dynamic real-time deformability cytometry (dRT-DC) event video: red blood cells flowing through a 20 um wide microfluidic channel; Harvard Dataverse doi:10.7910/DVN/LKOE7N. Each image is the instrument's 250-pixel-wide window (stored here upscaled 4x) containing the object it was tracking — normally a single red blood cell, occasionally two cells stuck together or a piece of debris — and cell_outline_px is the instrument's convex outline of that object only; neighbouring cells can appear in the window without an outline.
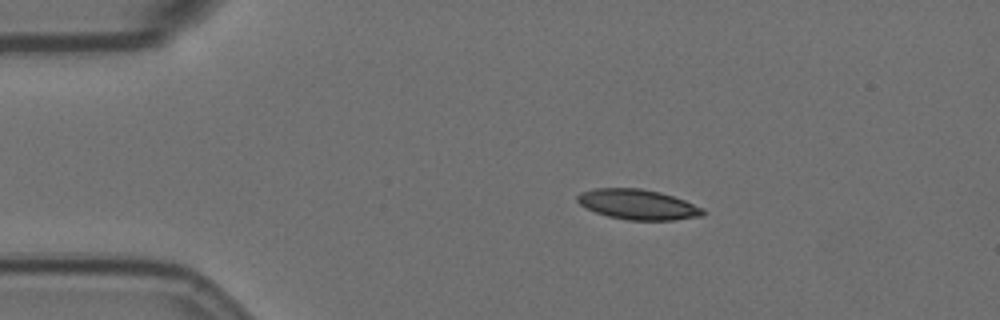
{"species": "Egyptian fruit bat (a non-hibernating species)", "species_latin": "Rousettus aegyptiacus", "temperature_condition": "room temperature", "stored_images_in_passage": 47, "camera_frame_rate_fps": 3000, "um_per_image_px": 0.085, "animal": {"sex": "female"}, "frame": {"image": 1, "passage_image": 1, "time_ms": 0.0, "image_size_px": [1000, 320], "cell_outline_px": [[704, 216], [676, 220], [628, 220], [608, 216], [596, 212], [580, 204], [576, 200], [576, 196], [580, 192], [596, 188], [640, 188], [660, 192], [684, 200], [704, 208]], "centroid_in_image_um": [54.23, 17.38], "position_along_channel_um": 30.8, "area_um2": 22.08}}
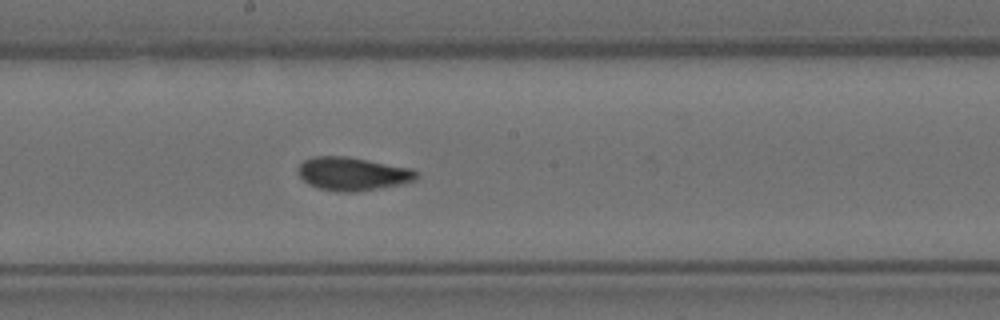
{"frame": {"image": 2, "passage_image": 21, "time_ms": 6.667, "image_size_px": [1000, 320], "cell_outline_px": [[420, 176], [416, 180], [400, 184], [380, 188], [356, 192], [340, 192], [316, 188], [308, 184], [296, 172], [296, 168], [304, 160], [312, 156], [348, 156], [412, 168]], "centroid_in_image_um": [29.95, 14.77], "position_along_channel_um": 218.2, "area_um2": 23.29}}
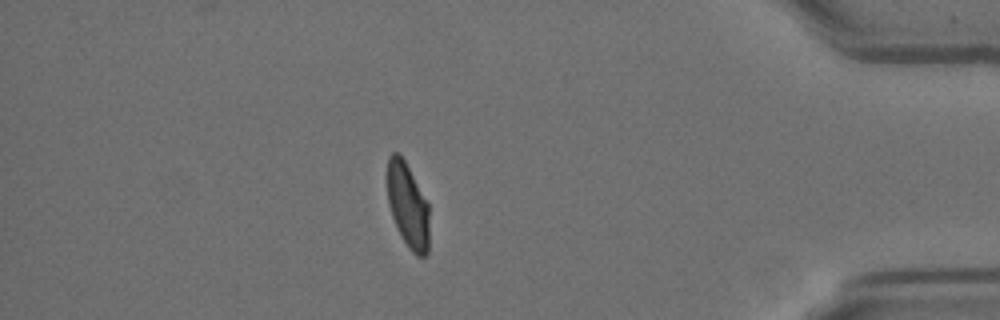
{"frame": {"image": 3, "passage_image": 40, "time_ms": 13.0, "image_size_px": [1000, 320], "cell_outline_px": [[428, 252], [424, 256], [416, 256], [408, 248], [400, 236], [392, 216], [388, 204], [388, 156], [392, 152], [400, 152], [428, 204]], "centroid_in_image_um": [34.65, 17.48], "position_along_channel_um": 400.6, "area_um2": 20.58}, "authors_computed_cell_mechanics": {"area_um2": 22.3108, "velocity_mm_per_s": 3.5305, "shape_relaxation_time_tau1_ms": 7.6227, "shape_relaxation_time_tau2_ms": 1.6318, "deformation_change_tau1": 0.2041, "deformation_change_tau2": 0.0632}}